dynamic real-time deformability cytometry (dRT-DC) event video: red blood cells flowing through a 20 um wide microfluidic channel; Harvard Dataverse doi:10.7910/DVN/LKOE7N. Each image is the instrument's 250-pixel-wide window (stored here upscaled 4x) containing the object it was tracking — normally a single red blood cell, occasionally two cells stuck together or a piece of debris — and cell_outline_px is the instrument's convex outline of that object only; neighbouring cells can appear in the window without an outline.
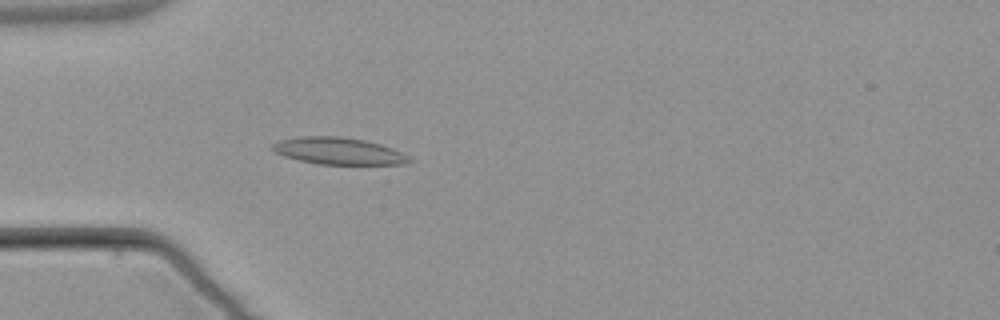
{"species": "common noctule bat (a hibernating species)", "species_latin": "Nyctalus noctula", "temperature_condition": "warm", "stored_images_in_passage": 5, "camera_frame_rate_fps": 3000, "um_per_image_px": 0.085, "animal": {"sex": "male", "body_mass_g": 21.5, "forearm_length_mm": 52.0}, "frame": {"image": 1, "passage_image": 5, "time_ms": 5.0, "image_size_px": [1000, 320], "cell_outline_px": [[412, 160], [408, 164], [320, 164], [300, 160], [284, 156], [276, 152], [272, 148], [272, 144], [280, 140], [300, 136], [340, 136], [364, 140], [380, 144], [392, 148], [408, 156]], "centroid_in_image_um": [28.78, 12.83], "position_along_channel_um": 56.2, "area_um2": 21.27}}